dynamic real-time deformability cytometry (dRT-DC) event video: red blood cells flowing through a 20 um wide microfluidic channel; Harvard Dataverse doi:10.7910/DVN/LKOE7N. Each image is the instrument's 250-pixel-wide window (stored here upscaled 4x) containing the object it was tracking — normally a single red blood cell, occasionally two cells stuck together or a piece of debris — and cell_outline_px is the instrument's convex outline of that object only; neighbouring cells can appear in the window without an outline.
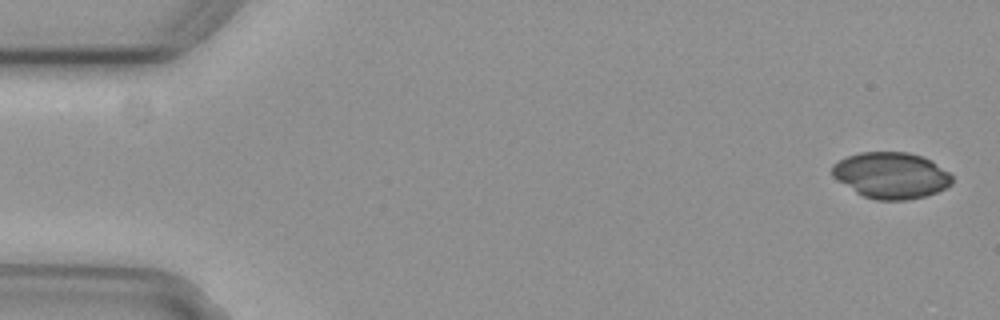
{"species": "common noctule bat (a hibernating species)", "species_latin": "Nyctalus noctula", "temperature_condition": "cold", "stored_images_in_passage": 5, "segment_of_instrument_passage": [1, 2], "camera_frame_rate_fps": 3000, "um_per_image_px": 0.085, "animal": {"sex": "female", "body_mass_g": 29.2, "forearm_length_mm": 56.3}, "frame": {"image": 1, "passage_image": 1, "time_ms": 0.0, "image_size_px": [1000, 320], "cell_outline_px": [[952, 184], [936, 192], [924, 196], [908, 200], [876, 200], [864, 196], [856, 192], [836, 180], [832, 176], [832, 164], [848, 156], [860, 152], [908, 152], [924, 156], [932, 160], [948, 172], [952, 176]], "centroid_in_image_um": [75.74, 14.9], "position_along_channel_um": 9.3, "area_um2": 32.37}}